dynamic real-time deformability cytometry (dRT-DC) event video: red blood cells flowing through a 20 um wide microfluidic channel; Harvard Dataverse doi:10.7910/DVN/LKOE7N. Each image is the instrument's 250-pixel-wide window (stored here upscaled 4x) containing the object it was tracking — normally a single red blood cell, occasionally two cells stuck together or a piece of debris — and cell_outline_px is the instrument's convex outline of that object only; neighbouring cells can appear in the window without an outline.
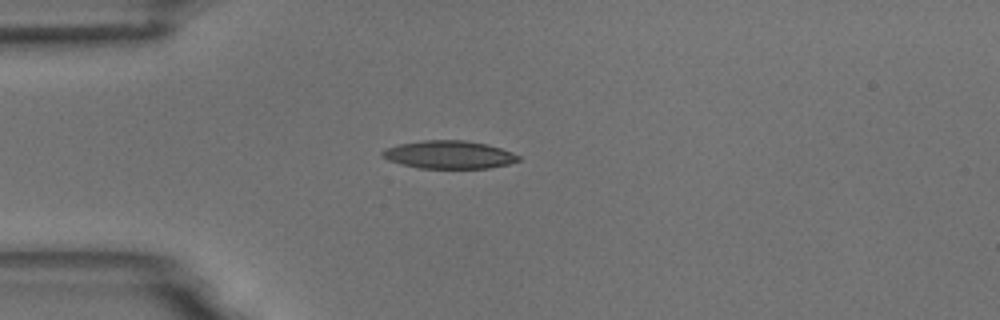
{"species": "common noctule bat (a hibernating species)", "species_latin": "Nyctalus noctula", "temperature_condition": "room temperature", "stored_images_in_passage": 3, "camera_frame_rate_fps": 3000, "um_per_image_px": 0.085, "animal": {"sex": "male", "body_mass_g": 18.8}, "frame": {"image": 1, "passage_image": 3, "time_ms": 2.0, "image_size_px": [1000, 320], "cell_outline_px": [[520, 160], [508, 164], [488, 168], [420, 168], [388, 160], [380, 156], [380, 152], [384, 148], [400, 144], [424, 140], [464, 140], [488, 144], [512, 152], [520, 156]], "centroid_in_image_um": [38.16, 13.14], "position_along_channel_um": 46.8, "area_um2": 22.14}}